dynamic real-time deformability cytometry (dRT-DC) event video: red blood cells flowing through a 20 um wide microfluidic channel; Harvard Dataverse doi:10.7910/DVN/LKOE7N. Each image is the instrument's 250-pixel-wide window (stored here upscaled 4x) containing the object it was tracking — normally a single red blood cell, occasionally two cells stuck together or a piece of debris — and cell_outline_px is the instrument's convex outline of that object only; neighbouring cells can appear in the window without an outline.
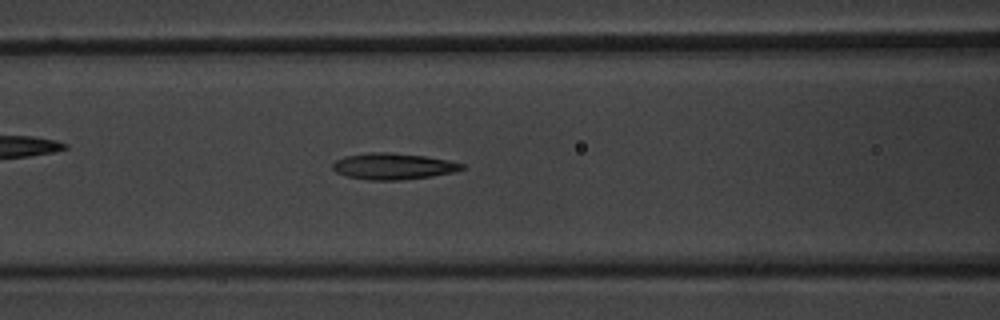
{"species": "common noctule bat (a hibernating species)", "species_latin": "Nyctalus noctula", "temperature_condition": "warm", "stored_images_in_passage": 52, "camera_frame_rate_fps": 3000, "um_per_image_px": 0.085, "animal": {"sex": "male", "body_mass_g": 20.1, "forearm_length_mm": 53.5}, "frame": {"image": 1, "passage_image": 22, "time_ms": 7.0, "image_size_px": [1000, 320], "cell_outline_px": [[464, 168], [456, 172], [432, 176], [400, 180], [368, 180], [348, 176], [336, 172], [332, 168], [332, 164], [336, 160], [344, 156], [368, 152], [388, 152], [424, 156], [448, 160], [464, 164]], "centroid_in_image_um": [33.42, 14.13], "position_along_channel_um": 133.2, "area_um2": 19.83}}
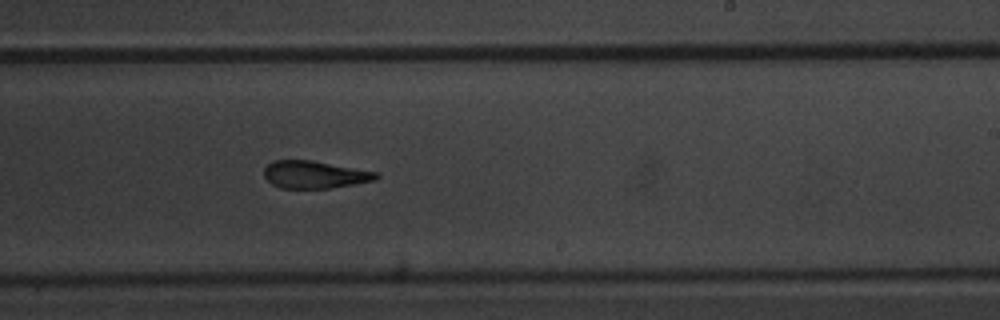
{"frame": {"image": 2, "passage_image": 32, "time_ms": 10.333, "image_size_px": [1000, 320], "cell_outline_px": [[380, 176], [376, 180], [332, 188], [280, 188], [272, 184], [264, 176], [264, 168], [272, 160], [312, 160], [376, 172]], "centroid_in_image_um": [26.72, 14.84], "position_along_channel_um": 262.3, "area_um2": 17.92}}
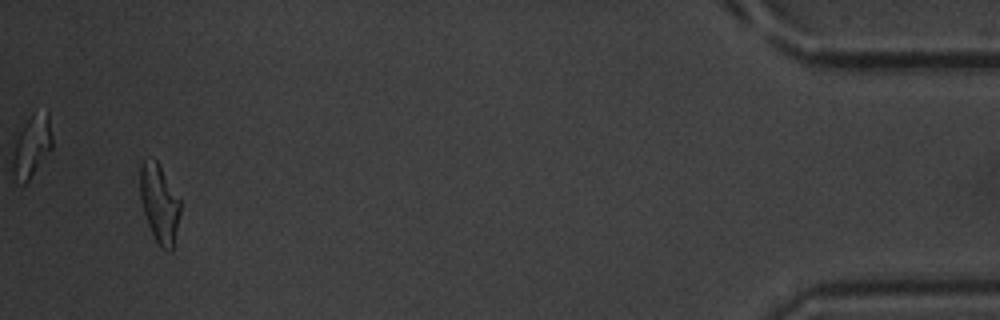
{"frame": {"image": 3, "passage_image": 50, "time_ms": 16.333, "image_size_px": [1000, 320], "cell_outline_px": [[180, 212], [172, 252], [168, 252], [160, 248], [148, 224], [140, 200], [140, 164], [144, 160], [156, 160], [180, 200]], "centroid_in_image_um": [13.54, 17.34], "position_along_channel_um": 421.7, "area_um2": 18.09}, "authors_computed_cell_mechanics": {"area_um2": 19.5075, "velocity_mm_per_s": 3.8761, "shape_relaxation_time_tau1_ms": 7.129, "shape_relaxation_time_tau2_ms": 4.0053, "deformation_change_tau1": 0.2249, "deformation_change_tau2": 0.1384}}